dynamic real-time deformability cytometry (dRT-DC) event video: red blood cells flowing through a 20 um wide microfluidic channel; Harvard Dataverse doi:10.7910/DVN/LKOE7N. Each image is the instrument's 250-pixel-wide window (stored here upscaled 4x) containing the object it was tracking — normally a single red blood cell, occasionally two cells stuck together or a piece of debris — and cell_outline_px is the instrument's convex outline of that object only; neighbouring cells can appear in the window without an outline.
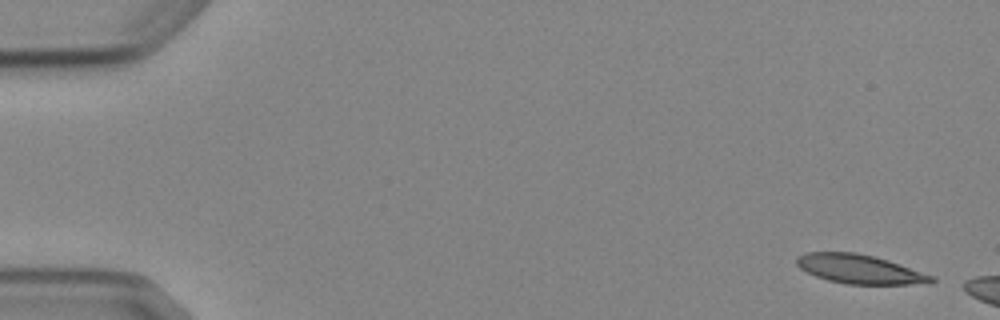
{"species": "Egyptian fruit bat (a non-hibernating species)", "species_latin": "Rousettus aegyptiacus", "temperature_condition": "cold", "stored_images_in_passage": 3, "camera_frame_rate_fps": 3000, "um_per_image_px": 0.085, "animal": {"sex": "female"}, "frame": {"image": 1, "passage_image": 1, "time_ms": 0.0, "image_size_px": [1000, 320], "cell_outline_px": [[936, 280], [908, 284], [848, 284], [828, 280], [816, 276], [800, 268], [796, 264], [796, 260], [800, 256], [808, 252], [856, 252], [888, 260], [936, 276]], "centroid_in_image_um": [73.07, 22.87], "position_along_channel_um": 11.9, "area_um2": 22.48}}